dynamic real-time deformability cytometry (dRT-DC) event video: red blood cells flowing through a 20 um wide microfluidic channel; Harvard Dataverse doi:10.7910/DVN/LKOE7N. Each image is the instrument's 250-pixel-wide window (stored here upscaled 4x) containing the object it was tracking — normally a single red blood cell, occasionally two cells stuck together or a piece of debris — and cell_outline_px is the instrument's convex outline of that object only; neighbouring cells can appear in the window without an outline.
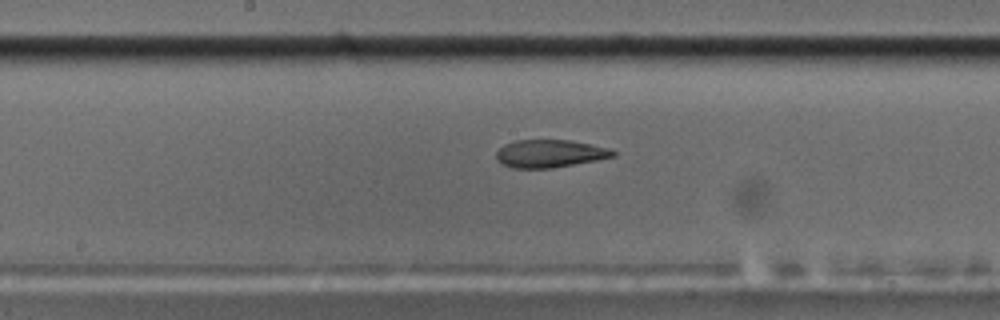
{"species": "common noctule bat (a hibernating species)", "species_latin": "Nyctalus noctula", "temperature_condition": "cold", "stored_images_in_passage": 58, "camera_frame_rate_fps": 3000, "um_per_image_px": 0.085, "animal": {"sex": "male", "body_mass_g": 17.5, "forearm_length_mm": 52.3}, "frame": {"image": 1, "passage_image": 30, "time_ms": 9.667, "image_size_px": [1000, 320], "cell_outline_px": [[616, 156], [596, 160], [552, 168], [512, 168], [496, 160], [496, 152], [504, 144], [516, 140], [568, 140], [592, 144], [612, 148], [616, 152]], "centroid_in_image_um": [46.75, 13.05], "position_along_channel_um": 201.4, "area_um2": 18.96}}
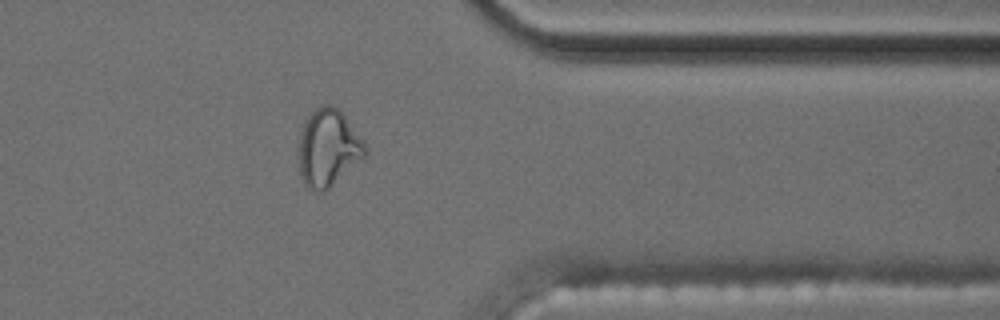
{"frame": {"image": 2, "passage_image": 46, "time_ms": 15.0, "image_size_px": [1000, 320], "cell_outline_px": [[368, 152], [364, 156], [324, 192], [320, 192], [308, 188], [304, 184], [300, 176], [296, 156], [300, 132], [308, 116], [320, 104], [328, 104], [336, 108], [344, 116], [368, 148]], "centroid_in_image_um": [27.82, 12.59], "position_along_channel_um": 383.6, "area_um2": 29.77}}
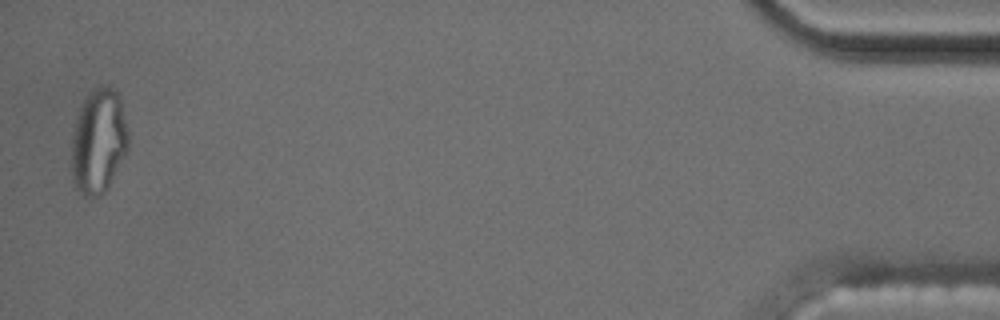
{"frame": {"image": 3, "passage_image": 56, "time_ms": 18.333, "image_size_px": [1000, 320], "cell_outline_px": [[128, 152], [108, 188], [100, 196], [84, 196], [76, 188], [72, 180], [72, 136], [76, 116], [80, 104], [84, 96], [92, 88], [100, 84], [108, 84], [120, 92], [128, 132]], "centroid_in_image_um": [8.39, 11.93], "position_along_channel_um": 426.8, "area_um2": 35.78}, "authors_computed_cell_mechanics": {"area_um2": 19.8543, "velocity_mm_per_s": 3.6052, "shape_relaxation_time_tau1_ms": null, "shape_relaxation_time_tau2_ms": 2.3552, "deformation_change_tau1": null, "deformation_change_tau2": 0.0936}}